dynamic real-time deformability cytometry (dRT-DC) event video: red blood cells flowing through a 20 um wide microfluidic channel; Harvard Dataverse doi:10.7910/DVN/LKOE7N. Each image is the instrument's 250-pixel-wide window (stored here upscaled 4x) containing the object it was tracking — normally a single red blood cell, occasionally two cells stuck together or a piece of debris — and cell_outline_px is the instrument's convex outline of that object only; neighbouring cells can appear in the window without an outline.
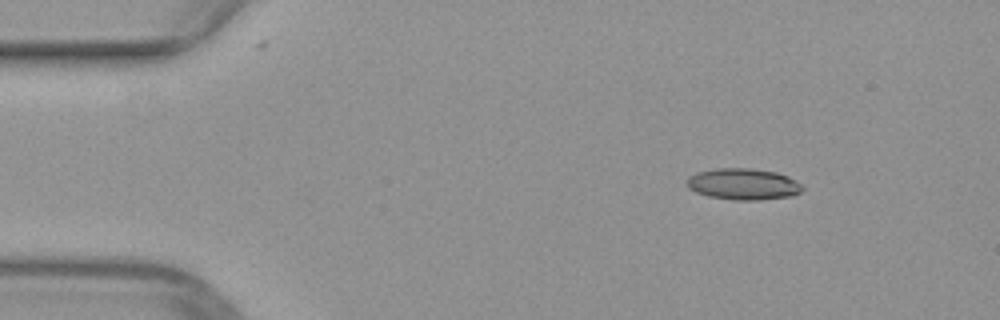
{"species": "common noctule bat (a hibernating species)", "species_latin": "Nyctalus noctula", "temperature_condition": "warm", "stored_images_in_passage": 44, "camera_frame_rate_fps": 3000, "um_per_image_px": 0.085, "animal": {"sex": "female", "body_mass_g": 29.2, "forearm_length_mm": 56.3}, "frame": {"image": 1, "passage_image": 1, "time_ms": 0.0, "image_size_px": [1000, 320], "cell_outline_px": [[804, 188], [800, 192], [792, 196], [760, 200], [736, 200], [708, 196], [696, 192], [688, 188], [688, 176], [696, 172], [716, 168], [748, 168], [776, 172], [788, 176], [800, 184]], "centroid_in_image_um": [63.17, 15.65], "position_along_channel_um": 21.8, "area_um2": 21.1}}
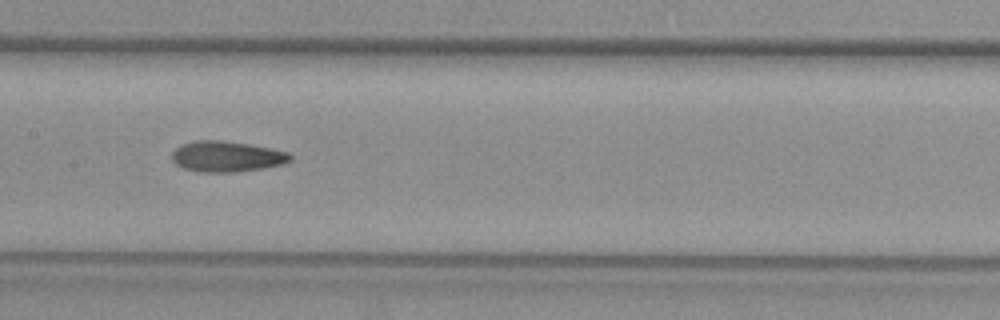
{"frame": {"image": 2, "passage_image": 19, "time_ms": 6.0, "image_size_px": [1000, 320], "cell_outline_px": [[292, 160], [284, 164], [264, 168], [232, 172], [200, 172], [184, 168], [176, 164], [172, 160], [172, 152], [180, 144], [196, 140], [220, 140], [248, 144], [288, 152], [292, 156]], "centroid_in_image_um": [19.26, 13.3], "position_along_channel_um": 188.1, "area_um2": 21.15}}
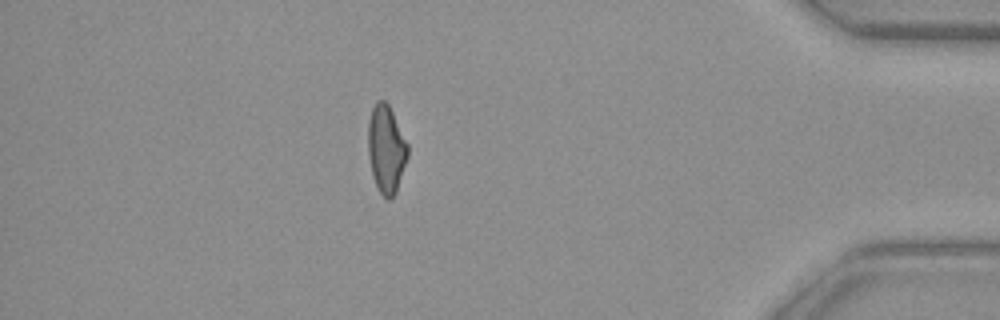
{"frame": {"image": 3, "passage_image": 38, "time_ms": 12.333, "image_size_px": [1000, 320], "cell_outline_px": [[408, 156], [396, 192], [388, 200], [380, 192], [372, 176], [368, 156], [368, 120], [372, 108], [376, 100], [384, 100], [388, 104], [408, 144]], "centroid_in_image_um": [32.81, 12.65], "position_along_channel_um": 402.4, "area_um2": 20.23}}